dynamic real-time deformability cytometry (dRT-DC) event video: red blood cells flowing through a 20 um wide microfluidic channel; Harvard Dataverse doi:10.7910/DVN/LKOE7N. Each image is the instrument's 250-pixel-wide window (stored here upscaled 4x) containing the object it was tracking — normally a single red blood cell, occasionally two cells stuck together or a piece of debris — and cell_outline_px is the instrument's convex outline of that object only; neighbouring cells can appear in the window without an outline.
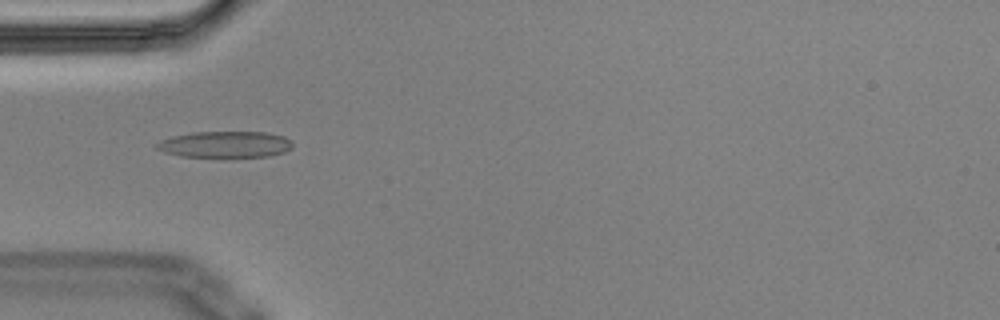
{"species": "Egyptian fruit bat (a non-hibernating species)", "species_latin": "Rousettus aegyptiacus", "temperature_condition": "cold", "stored_images_in_passage": 5, "camera_frame_rate_fps": 3000, "um_per_image_px": 0.085, "animal": {"sex": "male"}, "frame": {"image": 1, "passage_image": 3, "time_ms": 0.667, "image_size_px": [1000, 320], "cell_outline_px": [[292, 148], [284, 152], [268, 156], [180, 156], [164, 152], [156, 148], [156, 144], [160, 140], [172, 136], [192, 132], [268, 132], [284, 136], [292, 140]], "centroid_in_image_um": [19.15, 12.26], "position_along_channel_um": 65.8, "area_um2": 20.75}}